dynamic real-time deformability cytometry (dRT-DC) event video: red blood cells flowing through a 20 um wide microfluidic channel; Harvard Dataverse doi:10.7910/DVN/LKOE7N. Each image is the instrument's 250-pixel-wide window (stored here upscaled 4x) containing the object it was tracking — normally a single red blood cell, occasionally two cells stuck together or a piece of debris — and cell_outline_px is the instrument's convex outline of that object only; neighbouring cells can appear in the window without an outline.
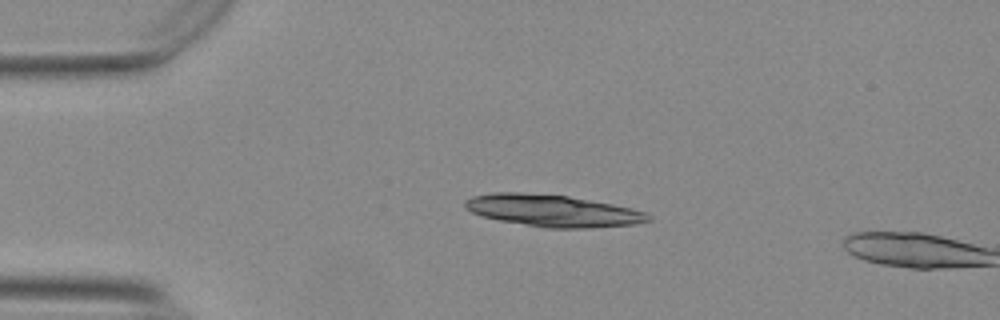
{"species": "Egyptian fruit bat (a non-hibernating species)", "species_latin": "Rousettus aegyptiacus", "temperature_condition": "warm", "stored_images_in_passage": 2, "camera_frame_rate_fps": 3000, "um_per_image_px": 0.085, "animal": {"sex": "female"}, "frame": {"image": 1, "passage_image": 1, "time_ms": 0.0, "image_size_px": [1000, 320], "cell_outline_px": [[652, 220], [636, 224], [588, 228], [548, 228], [500, 220], [484, 216], [472, 212], [464, 208], [464, 200], [472, 196], [492, 192], [520, 192], [568, 196], [612, 204], [632, 208], [644, 212], [652, 216]], "centroid_in_image_um": [46.98, 17.9], "position_along_channel_um": 38.0, "area_um2": 33.99}}